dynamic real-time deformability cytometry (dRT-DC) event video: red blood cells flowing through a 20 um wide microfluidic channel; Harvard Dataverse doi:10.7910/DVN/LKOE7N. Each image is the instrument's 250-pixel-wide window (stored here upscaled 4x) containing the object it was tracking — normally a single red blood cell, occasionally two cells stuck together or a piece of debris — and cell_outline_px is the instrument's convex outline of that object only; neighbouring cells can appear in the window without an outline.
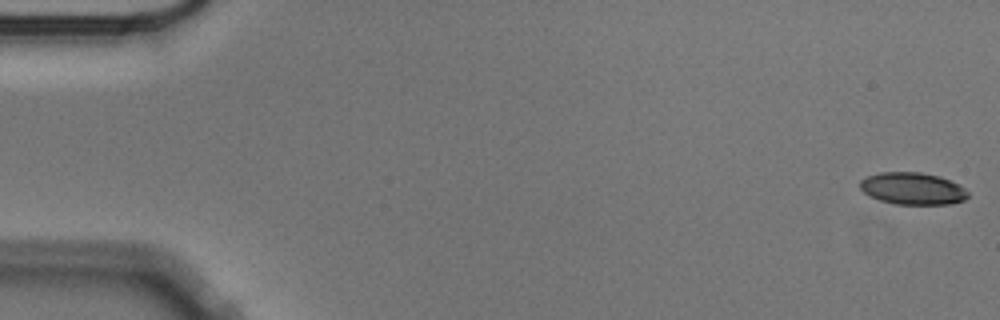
{"species": "Egyptian fruit bat (a non-hibernating species)", "species_latin": "Rousettus aegyptiacus", "temperature_condition": "cold", "stored_images_in_passage": 13, "camera_frame_rate_fps": 3000, "um_per_image_px": 0.085, "animal": {"sex": "male"}, "frame": {"image": 1, "passage_image": 1, "time_ms": 0.0, "image_size_px": [1000, 320], "cell_outline_px": [[968, 196], [964, 200], [948, 204], [892, 204], [868, 196], [860, 188], [860, 180], [868, 176], [880, 172], [920, 172], [940, 176], [964, 188], [968, 192]], "centroid_in_image_um": [77.54, 16.03], "position_along_channel_um": 7.5, "area_um2": 20.11}}